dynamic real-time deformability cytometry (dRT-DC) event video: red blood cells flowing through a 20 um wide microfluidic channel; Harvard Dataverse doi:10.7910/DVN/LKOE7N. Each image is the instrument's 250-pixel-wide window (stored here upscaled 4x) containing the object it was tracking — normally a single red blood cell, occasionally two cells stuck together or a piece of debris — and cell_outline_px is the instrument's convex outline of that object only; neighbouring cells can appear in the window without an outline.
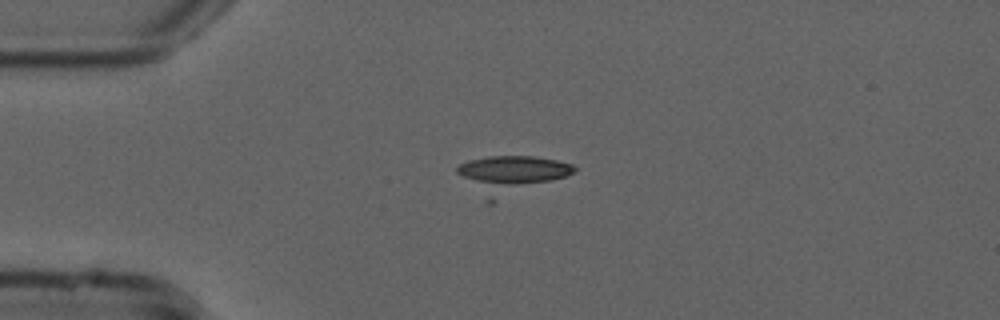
{"species": "common noctule bat (a hibernating species)", "species_latin": "Nyctalus noctula", "temperature_condition": "cold", "stored_images_in_passage": 50, "camera_frame_rate_fps": 3000, "um_per_image_px": 0.085, "animal": {"sex": "male", "forearm_length_mm": 52.5}, "frame": {"image": 1, "passage_image": 9, "time_ms": 2.667, "image_size_px": [1000, 320], "cell_outline_px": [[576, 168], [572, 172], [564, 176], [552, 180], [512, 184], [488, 184], [464, 176], [456, 172], [456, 168], [460, 164], [468, 160], [488, 156], [532, 156], [556, 160], [572, 164]], "centroid_in_image_um": [43.67, 14.41], "position_along_channel_um": 41.3, "area_um2": 18.67}}
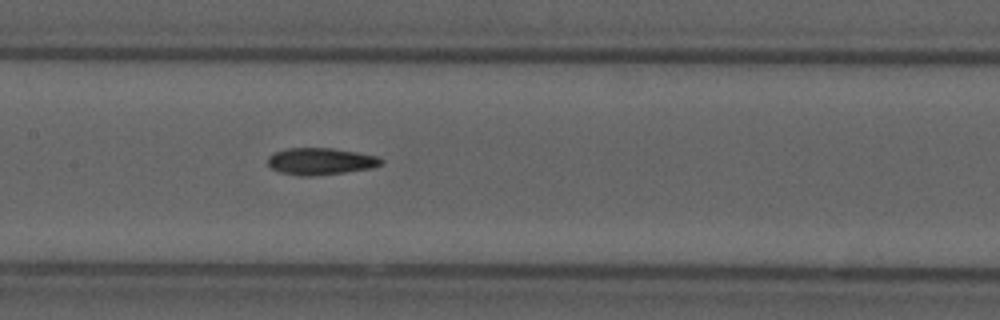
{"frame": {"image": 2, "passage_image": 22, "time_ms": 7.0, "image_size_px": [1000, 320], "cell_outline_px": [[384, 164], [372, 168], [344, 172], [312, 176], [300, 176], [280, 172], [272, 168], [268, 164], [268, 156], [276, 152], [288, 148], [332, 148], [356, 152], [376, 156], [384, 160]], "centroid_in_image_um": [27.27, 13.71], "position_along_channel_um": 180.1, "area_um2": 17.69}}
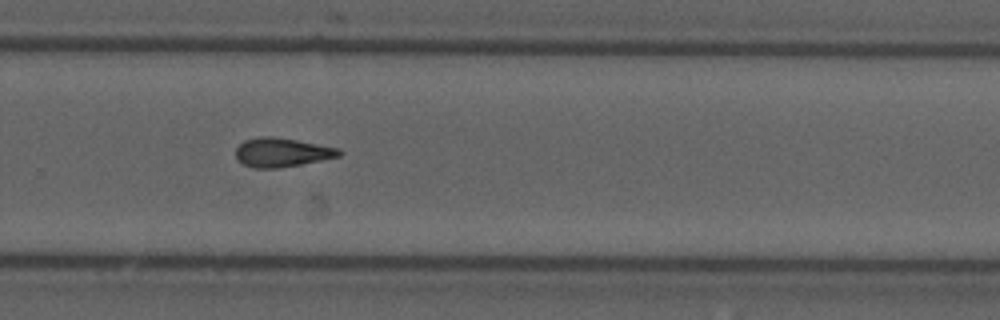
{"frame": {"image": 3, "passage_image": 32, "time_ms": 10.333, "image_size_px": [1000, 320], "cell_outline_px": [[344, 152], [340, 156], [280, 168], [256, 168], [244, 164], [236, 160], [236, 148], [244, 140], [256, 136], [272, 136], [296, 140], [340, 148]], "centroid_in_image_um": [23.95, 12.94], "position_along_channel_um": 305.9, "area_um2": 17.51}, "authors_computed_cell_mechanics": {"area_um2": 17.4556, "velocity_mm_per_s": 3.7929, "shape_relaxation_time_tau1_ms": 7.9309, "shape_relaxation_time_tau2_ms": 6.0369, "deformation_change_tau1": 0.1727, "deformation_change_tau2": 0.1619}}